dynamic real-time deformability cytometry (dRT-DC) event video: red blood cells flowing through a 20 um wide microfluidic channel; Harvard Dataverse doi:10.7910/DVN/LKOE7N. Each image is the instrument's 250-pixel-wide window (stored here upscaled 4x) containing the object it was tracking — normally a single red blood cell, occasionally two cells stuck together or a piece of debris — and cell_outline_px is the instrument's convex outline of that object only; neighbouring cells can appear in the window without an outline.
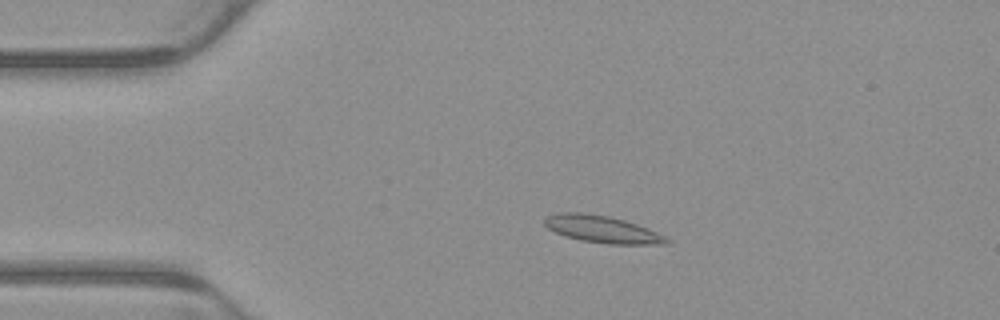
{"species": "common noctule bat (a hibernating species)", "species_latin": "Nyctalus noctula", "temperature_condition": "warm", "stored_images_in_passage": 6, "segment_of_instrument_passage": [1, 2], "camera_frame_rate_fps": 3000, "um_per_image_px": 0.085, "animal": {"sex": "male", "body_mass_g": 23.1, "forearm_length_mm": 52.7}, "frame": {"image": 1, "passage_image": 4, "time_ms": 1.0, "image_size_px": [1000, 320], "cell_outline_px": [[672, 240], [668, 244], [608, 244], [580, 240], [564, 236], [548, 228], [544, 224], [544, 220], [548, 216], [560, 212], [580, 212], [608, 216], [624, 220], [648, 228]], "centroid_in_image_um": [51.19, 19.49], "position_along_channel_um": 33.8, "area_um2": 19.19}}